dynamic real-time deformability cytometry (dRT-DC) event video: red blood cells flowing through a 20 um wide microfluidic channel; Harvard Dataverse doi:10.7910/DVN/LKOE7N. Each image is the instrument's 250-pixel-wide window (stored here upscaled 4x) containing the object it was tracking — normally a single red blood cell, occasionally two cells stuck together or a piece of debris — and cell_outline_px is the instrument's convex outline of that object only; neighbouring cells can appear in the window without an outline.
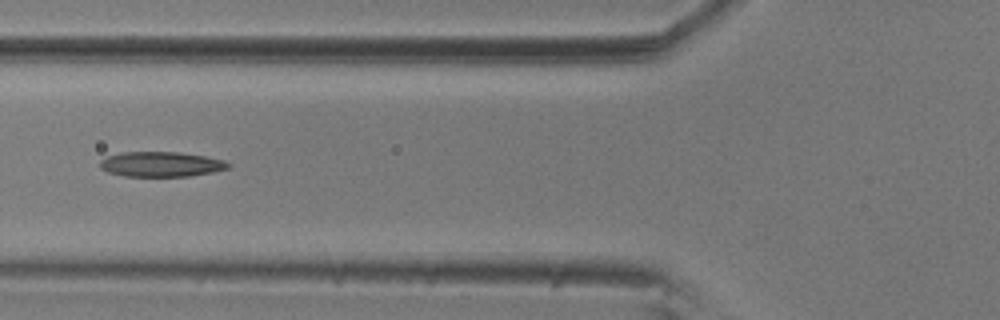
{"species": "common noctule bat (a hibernating species)", "species_latin": "Nyctalus noctula", "temperature_condition": "room temperature", "stored_images_in_passage": 15, "camera_frame_rate_fps": 3000, "um_per_image_px": 0.085, "animal": {"sex": "male", "body_mass_g": 20.5, "forearm_length_mm": 52.5}, "frame": {"image": 1, "passage_image": 6, "time_ms": 1.667, "image_size_px": [1000, 320], "cell_outline_px": [[232, 164], [228, 168], [212, 172], [188, 176], [124, 176], [108, 172], [100, 168], [100, 160], [108, 156], [120, 152], [176, 152], [204, 156], [224, 160]], "centroid_in_image_um": [13.68, 13.96], "position_along_channel_um": 112.1, "area_um2": 18.61}}
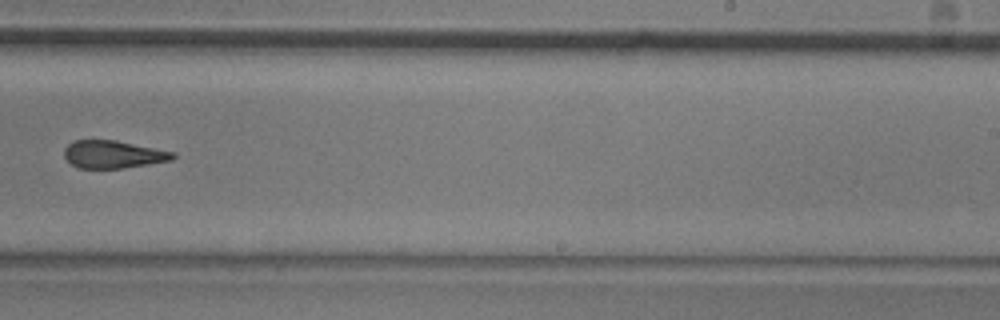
{"frame": {"image": 2, "passage_image": 10, "time_ms": 3.0, "image_size_px": [1000, 320], "cell_outline_px": [[176, 156], [172, 160], [124, 168], [80, 168], [72, 164], [64, 156], [64, 148], [72, 140], [116, 140], [176, 152]], "centroid_in_image_um": [9.63, 13.11], "position_along_channel_um": 279.4, "area_um2": 17.57}}
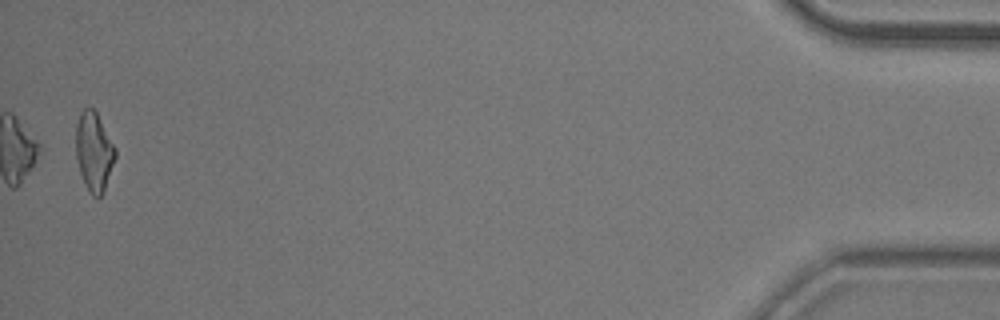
{"frame": {"image": 3, "passage_image": 15, "time_ms": 4.667, "image_size_px": [1000, 320], "cell_outline_px": [[116, 156], [104, 192], [100, 196], [92, 196], [88, 192], [80, 172], [76, 156], [76, 124], [80, 112], [84, 108], [92, 108], [96, 112], [116, 148]], "centroid_in_image_um": [7.99, 12.9], "position_along_channel_um": 427.2, "area_um2": 18.09}}